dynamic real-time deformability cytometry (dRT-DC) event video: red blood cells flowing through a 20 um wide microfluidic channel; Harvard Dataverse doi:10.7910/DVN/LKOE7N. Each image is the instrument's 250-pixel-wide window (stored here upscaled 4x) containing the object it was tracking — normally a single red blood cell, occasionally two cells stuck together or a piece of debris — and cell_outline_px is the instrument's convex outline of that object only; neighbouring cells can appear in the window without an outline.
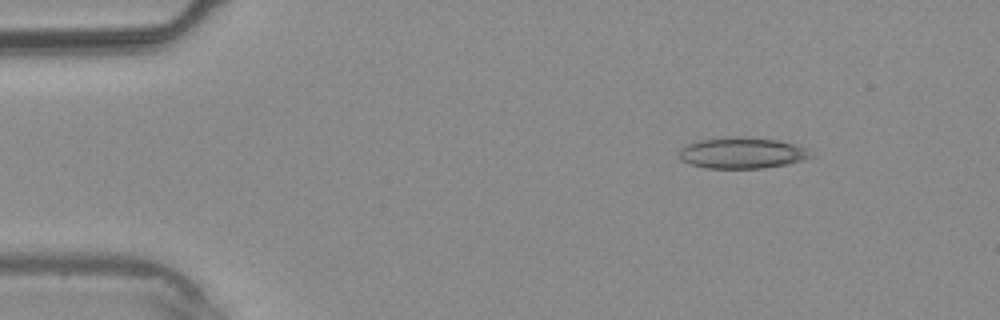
{"species": "common noctule bat (a hibernating species)", "species_latin": "Nyctalus noctula", "temperature_condition": "warm", "stored_images_in_passage": 4, "camera_frame_rate_fps": 3000, "um_per_image_px": 0.085, "animal": {"sex": "male", "body_mass_g": 20.4}, "frame": {"image": 1, "passage_image": 2, "time_ms": 1.333, "image_size_px": [1000, 320], "cell_outline_px": [[816, 156], [804, 160], [788, 164], [764, 168], [704, 168], [688, 164], [680, 160], [680, 148], [684, 144], [700, 140], [724, 136], [740, 136], [780, 140], [808, 148]], "centroid_in_image_um": [63.09, 12.99], "position_along_channel_um": 21.9, "area_um2": 24.51}}